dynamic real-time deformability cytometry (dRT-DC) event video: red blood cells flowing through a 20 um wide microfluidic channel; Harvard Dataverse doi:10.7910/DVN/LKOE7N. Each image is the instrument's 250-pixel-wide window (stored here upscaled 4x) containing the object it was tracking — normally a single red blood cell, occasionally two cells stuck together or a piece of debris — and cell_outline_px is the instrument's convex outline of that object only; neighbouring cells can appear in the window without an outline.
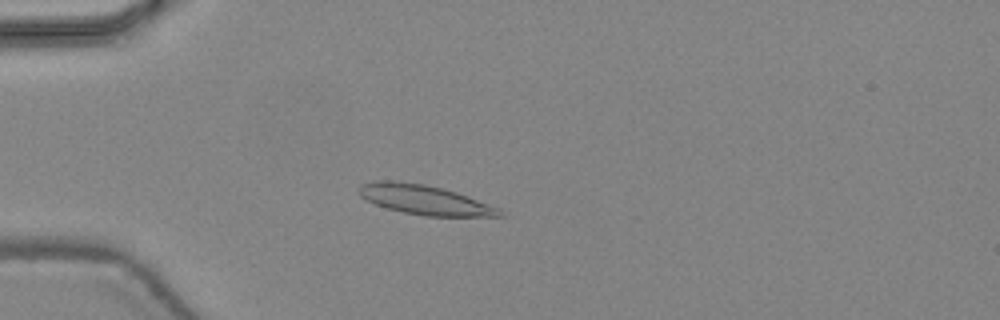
{"species": "common noctule bat (a hibernating species)", "species_latin": "Nyctalus noctula", "temperature_condition": "warm", "stored_images_in_passage": 46, "camera_frame_rate_fps": 3000, "um_per_image_px": 0.085, "animal": {"sex": "female", "body_mass_g": 24.6, "forearm_length_mm": 56.2}, "frame": {"image": 1, "passage_image": 13, "time_ms": 4.0, "image_size_px": [1000, 320], "cell_outline_px": [[504, 216], [424, 216], [404, 212], [388, 208], [376, 204], [360, 196], [356, 192], [356, 188], [360, 184], [376, 180], [392, 180], [424, 184], [444, 188], [468, 196], [500, 208], [504, 212]], "centroid_in_image_um": [36.07, 16.97], "position_along_channel_um": 48.9, "area_um2": 24.39}}
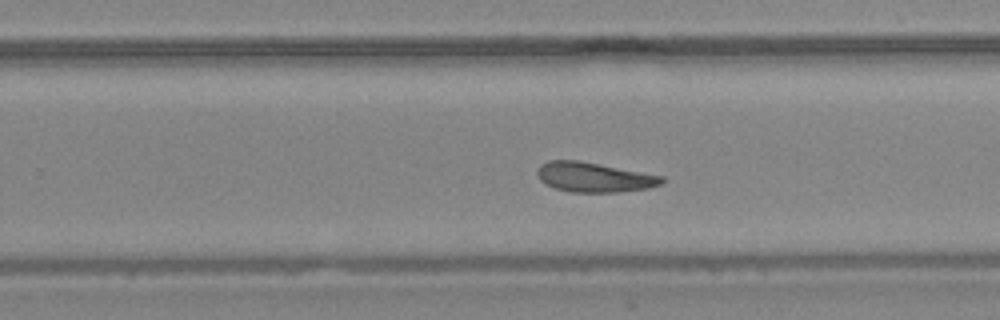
{"frame": {"image": 2, "passage_image": 30, "time_ms": 9.667, "image_size_px": [1000, 320], "cell_outline_px": [[664, 180], [660, 184], [648, 188], [620, 192], [568, 192], [552, 188], [544, 184], [540, 180], [536, 172], [536, 168], [540, 164], [548, 160], [580, 160], [664, 176]], "centroid_in_image_um": [50.43, 15.06], "position_along_channel_um": 279.4, "area_um2": 21.91}}
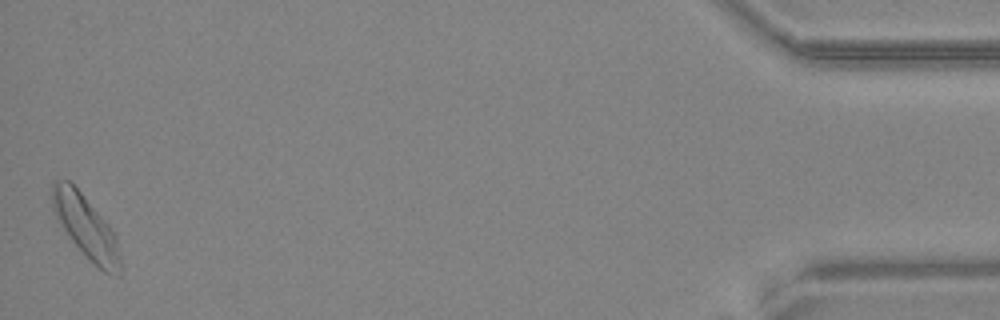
{"frame": {"image": 3, "passage_image": 46, "time_ms": 15.0, "image_size_px": [1000, 320], "cell_outline_px": [[120, 276], [116, 276], [104, 272], [72, 240], [56, 220], [52, 212], [52, 184], [56, 180], [68, 180], [80, 192], [108, 224], [116, 236], [120, 256]], "centroid_in_image_um": [7.28, 19.27], "position_along_channel_um": 427.9, "area_um2": 24.28}, "authors_computed_cell_mechanics": {"area_um2": 22.4842, "velocity_mm_per_s": 4.4292, "shape_relaxation_time_tau1_ms": 6.2626, "shape_relaxation_time_tau2_ms": 3.6645, "deformation_change_tau1": 0.1606, "deformation_change_tau2": 0.1056}}